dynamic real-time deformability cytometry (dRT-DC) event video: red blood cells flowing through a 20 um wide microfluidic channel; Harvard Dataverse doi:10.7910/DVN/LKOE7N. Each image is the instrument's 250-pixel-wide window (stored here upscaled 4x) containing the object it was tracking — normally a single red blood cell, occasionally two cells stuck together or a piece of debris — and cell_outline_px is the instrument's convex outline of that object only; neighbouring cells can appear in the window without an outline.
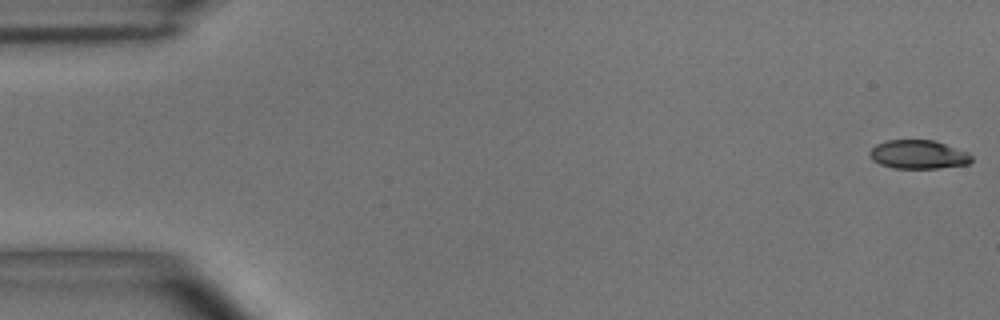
{"species": "common noctule bat (a hibernating species)", "species_latin": "Nyctalus noctula", "temperature_condition": "room temperature", "stored_images_in_passage": 54, "camera_frame_rate_fps": 3000, "um_per_image_px": 0.085, "animal": {"sex": "male", "body_mass_g": 15.6}, "frame": {"image": 1, "passage_image": 1, "time_ms": 0.0, "image_size_px": [1000, 320], "cell_outline_px": [[972, 160], [968, 164], [936, 168], [896, 168], [880, 164], [872, 160], [868, 152], [876, 144], [888, 140], [936, 140], [968, 152], [972, 156]], "centroid_in_image_um": [78.06, 13.12], "position_along_channel_um": 6.9, "area_um2": 17.05}}
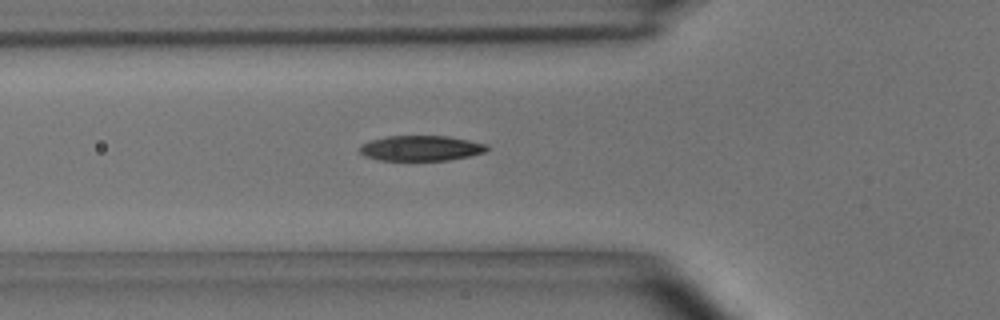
{"frame": {"image": 2, "passage_image": 19, "time_ms": 6.0, "image_size_px": [1000, 320], "cell_outline_px": [[488, 148], [484, 152], [468, 156], [448, 160], [376, 160], [364, 156], [360, 152], [360, 144], [372, 140], [388, 136], [448, 136], [488, 144]], "centroid_in_image_um": [35.76, 12.59], "position_along_channel_um": 90.0, "area_um2": 18.67}}
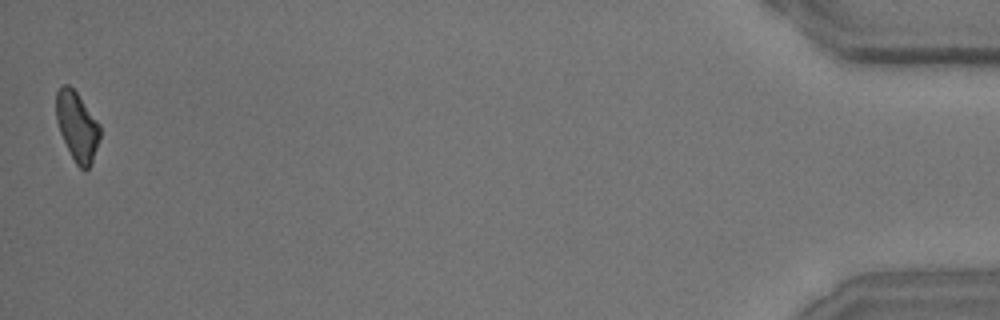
{"frame": {"image": 3, "passage_image": 54, "time_ms": 17.667, "image_size_px": [1000, 320], "cell_outline_px": [[100, 136], [92, 164], [84, 172], [76, 164], [60, 132], [56, 120], [56, 92], [64, 84], [68, 84], [76, 92], [100, 124]], "centroid_in_image_um": [6.56, 10.75], "position_along_channel_um": 428.6, "area_um2": 17.51}, "authors_computed_cell_mechanics": {"area_um2": 18.5827, "velocity_mm_per_s": 3.6812, "shape_relaxation_time_tau1_ms": 3.5369, "shape_relaxation_time_tau2_ms": 3.393, "deformation_change_tau1": 0.1426, "deformation_change_tau2": 0.1034}}